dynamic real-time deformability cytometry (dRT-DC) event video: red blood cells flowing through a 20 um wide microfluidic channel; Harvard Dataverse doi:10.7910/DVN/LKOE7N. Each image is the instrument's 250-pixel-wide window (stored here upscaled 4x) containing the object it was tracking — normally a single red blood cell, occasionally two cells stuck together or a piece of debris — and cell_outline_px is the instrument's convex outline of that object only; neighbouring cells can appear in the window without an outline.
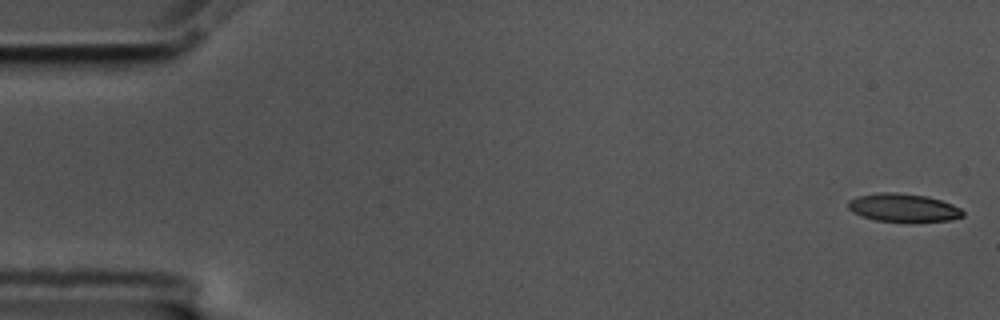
{"species": "common noctule bat (a hibernating species)", "species_latin": "Nyctalus noctula", "temperature_condition": "cold", "stored_images_in_passage": 57, "camera_frame_rate_fps": 3000, "um_per_image_px": 0.085, "animal": {"sex": "male", "body_mass_g": 17.5, "forearm_length_mm": 52.3}, "frame": {"image": 1, "passage_image": 1, "time_ms": 0.0, "image_size_px": [1000, 320], "cell_outline_px": [[964, 216], [948, 220], [876, 220], [852, 212], [848, 208], [848, 200], [860, 196], [880, 192], [896, 192], [928, 196], [952, 204], [960, 208], [964, 212]], "centroid_in_image_um": [76.78, 17.62], "position_along_channel_um": 8.2, "area_um2": 18.26}}
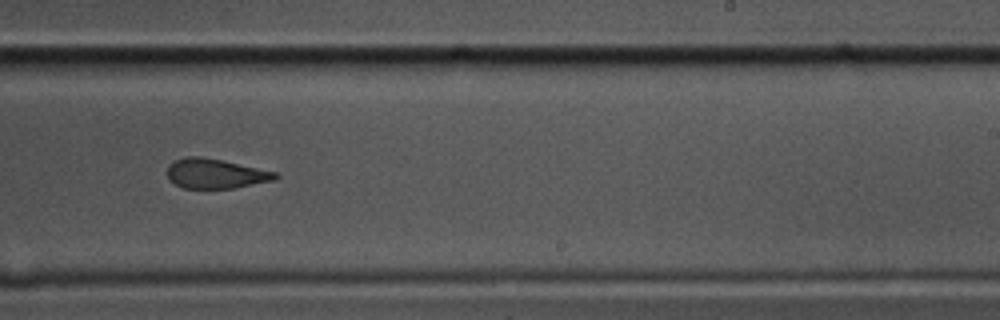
{"frame": {"image": 2, "passage_image": 35, "time_ms": 11.333, "image_size_px": [1000, 320], "cell_outline_px": [[280, 176], [276, 180], [232, 188], [184, 188], [176, 184], [168, 176], [168, 164], [176, 160], [188, 156], [200, 156], [220, 160], [276, 172]], "centroid_in_image_um": [18.33, 14.76], "position_along_channel_um": 270.7, "area_um2": 18.38}}
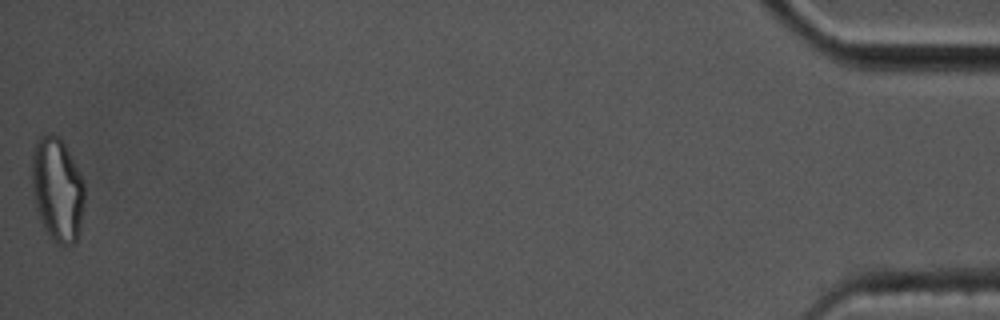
{"frame": {"image": 3, "passage_image": 57, "time_ms": 18.667, "image_size_px": [1000, 320], "cell_outline_px": [[84, 208], [80, 228], [76, 240], [72, 244], [60, 244], [52, 240], [44, 228], [40, 220], [36, 208], [32, 188], [32, 152], [36, 140], [40, 136], [48, 132], [52, 132], [60, 136], [80, 172], [84, 180]], "centroid_in_image_um": [4.87, 16.06], "position_along_channel_um": 430.3, "area_um2": 32.25}, "authors_computed_cell_mechanics": {"area_um2": 19.8832, "velocity_mm_per_s": 3.5011, "shape_relaxation_time_tau1_ms": 11.1956, "shape_relaxation_time_tau2_ms": 2.581, "deformation_change_tau1": 0.2478, "deformation_change_tau2": 0.112}}